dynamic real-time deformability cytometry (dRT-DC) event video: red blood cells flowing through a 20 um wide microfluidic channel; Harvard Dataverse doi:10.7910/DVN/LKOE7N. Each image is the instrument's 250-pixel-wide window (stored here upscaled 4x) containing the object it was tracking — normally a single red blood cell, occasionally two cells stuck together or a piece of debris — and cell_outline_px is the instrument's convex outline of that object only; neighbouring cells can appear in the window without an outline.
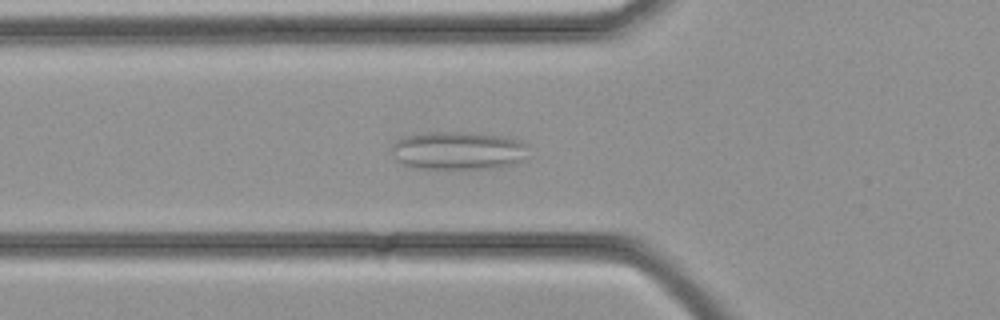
{"species": "common noctule bat (a hibernating species)", "species_latin": "Nyctalus noctula", "temperature_condition": "cold", "stored_images_in_passage": 36, "camera_frame_rate_fps": 3000, "um_per_image_px": 0.085, "animal": {"sex": "female", "body_mass_g": 21.9}, "frame": {"image": 1, "passage_image": 12, "time_ms": 3.667, "image_size_px": [1000, 320], "cell_outline_px": [[528, 144], [520, 160], [512, 164], [492, 168], [420, 168], [400, 164], [396, 160], [392, 148], [392, 144], [396, 140], [404, 136], [424, 132], [460, 132], [508, 136], [520, 140]], "centroid_in_image_um": [38.9, 12.78], "position_along_channel_um": 86.9, "area_um2": 30.23}}
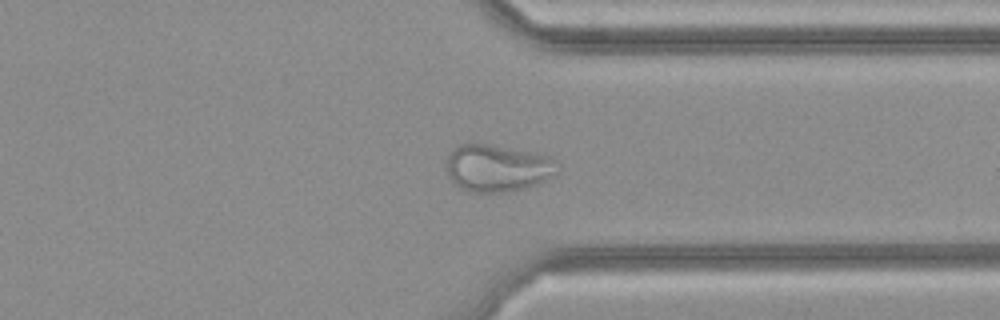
{"frame": {"image": 2, "passage_image": 27, "time_ms": 8.667, "image_size_px": [1000, 320], "cell_outline_px": [[560, 172], [556, 176], [536, 184], [524, 188], [508, 192], [468, 192], [460, 188], [448, 176], [444, 160], [452, 148], [456, 144], [488, 144], [536, 152], [548, 156], [556, 160], [560, 164]], "centroid_in_image_um": [42.3, 14.27], "position_along_channel_um": 369.1, "area_um2": 31.33}}
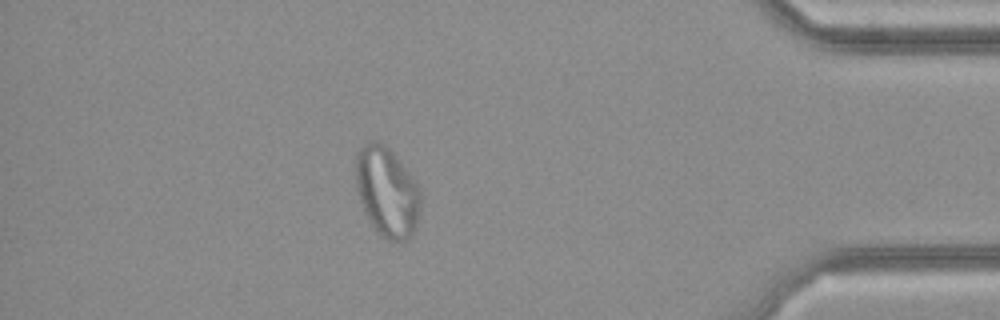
{"frame": {"image": 3, "passage_image": 31, "time_ms": 10.0, "image_size_px": [1000, 320], "cell_outline_px": [[420, 212], [412, 236], [400, 244], [388, 240], [380, 236], [372, 224], [360, 204], [356, 184], [356, 152], [364, 144], [372, 140], [376, 140], [388, 148], [400, 160], [412, 176], [420, 192]], "centroid_in_image_um": [32.89, 16.34], "position_along_channel_um": 402.3, "area_um2": 34.1}}